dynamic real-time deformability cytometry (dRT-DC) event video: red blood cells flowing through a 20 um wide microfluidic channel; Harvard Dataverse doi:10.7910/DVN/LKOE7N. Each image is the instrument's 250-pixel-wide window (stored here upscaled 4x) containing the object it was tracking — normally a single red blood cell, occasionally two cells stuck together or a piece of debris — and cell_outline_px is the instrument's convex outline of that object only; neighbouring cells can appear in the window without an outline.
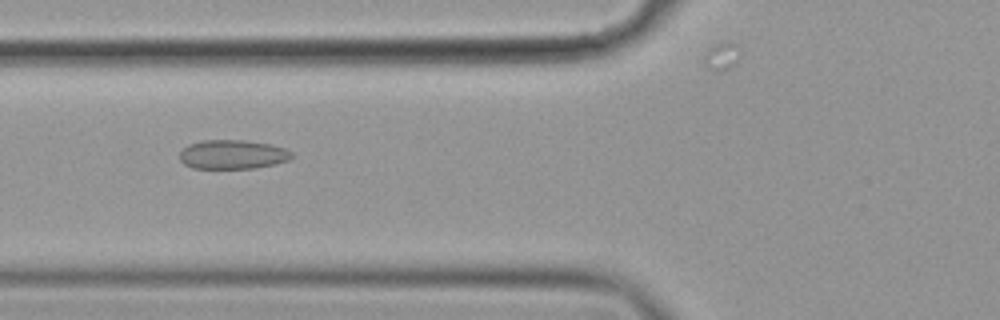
{"species": "common noctule bat (a hibernating species)", "species_latin": "Nyctalus noctula", "temperature_condition": "cold", "stored_images_in_passage": 39, "camera_frame_rate_fps": 3000, "um_per_image_px": 0.085, "animal": {"sex": "female", "body_mass_g": 19.9}, "frame": {"image": 1, "passage_image": 4, "time_ms": 1.0, "image_size_px": [1000, 320], "cell_outline_px": [[292, 156], [288, 160], [276, 164], [252, 168], [192, 168], [184, 164], [180, 160], [180, 152], [188, 144], [204, 140], [244, 140], [272, 144], [284, 148], [292, 152]], "centroid_in_image_um": [19.77, 13.12], "position_along_channel_um": 106.0, "area_um2": 19.02}}
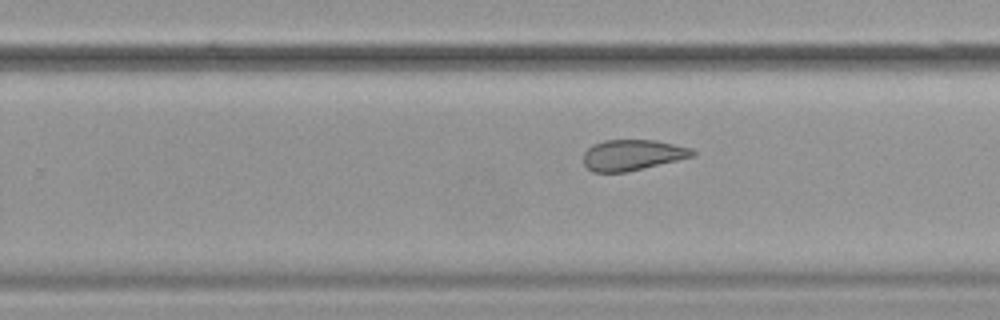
{"frame": {"image": 2, "passage_image": 19, "time_ms": 6.0, "image_size_px": [1000, 320], "cell_outline_px": [[696, 156], [624, 172], [592, 172], [584, 164], [584, 152], [592, 144], [604, 140], [656, 140], [692, 148], [696, 152]], "centroid_in_image_um": [53.76, 13.16], "position_along_channel_um": 276.0, "area_um2": 19.54}}
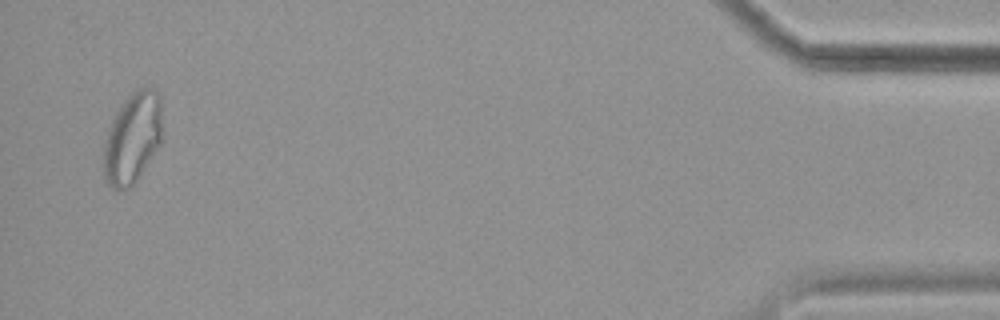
{"frame": {"image": 3, "passage_image": 38, "time_ms": 12.333, "image_size_px": [1000, 320], "cell_outline_px": [[164, 136], [160, 144], [140, 176], [124, 192], [112, 188], [108, 184], [104, 176], [104, 140], [108, 128], [116, 112], [124, 100], [132, 92], [140, 88], [156, 88], [160, 96], [164, 132]], "centroid_in_image_um": [11.3, 11.72], "position_along_channel_um": 423.9, "area_um2": 31.67}, "authors_computed_cell_mechanics": {"area_um2": 20.2878, "velocity_mm_per_s": 3.5268, "shape_relaxation_time_tau1_ms": null, "shape_relaxation_time_tau2_ms": 2.3283, "deformation_change_tau1": null, "deformation_change_tau2": 0.088}}